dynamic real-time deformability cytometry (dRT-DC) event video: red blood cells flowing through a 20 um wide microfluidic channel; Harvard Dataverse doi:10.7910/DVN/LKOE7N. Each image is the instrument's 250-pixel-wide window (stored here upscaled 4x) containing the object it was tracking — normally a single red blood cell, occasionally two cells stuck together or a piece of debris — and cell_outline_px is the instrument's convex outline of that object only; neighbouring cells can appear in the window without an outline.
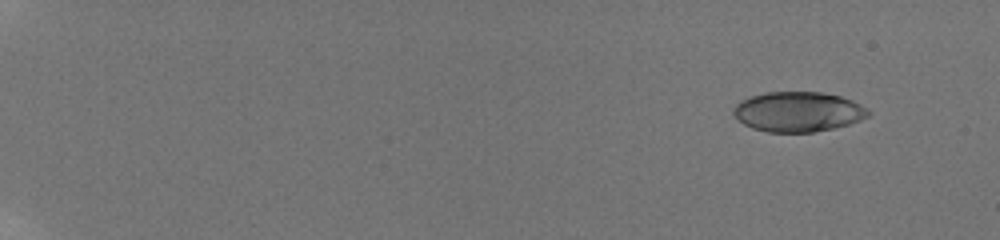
{"species": "human", "species_latin": "Homo sapiens", "temperature_condition": "room temperature", "stored_images_in_passage": 37, "camera_frame_rate_fps": 3000, "um_per_image_px": 0.085, "donor": {"sex": "male"}, "frame": {"image": 1, "passage_image": 1, "time_ms": 0.0, "image_size_px": [1000, 240], "cell_outline_px": [[872, 112], [868, 116], [860, 120], [848, 124], [832, 128], [812, 132], [768, 132], [752, 128], [744, 124], [732, 112], [736, 104], [740, 100], [752, 96], [768, 92], [820, 92], [840, 96], [852, 100], [868, 108]], "centroid_in_image_um": [67.85, 9.49], "position_along_channel_um": 17.1, "area_um2": 31.27}}
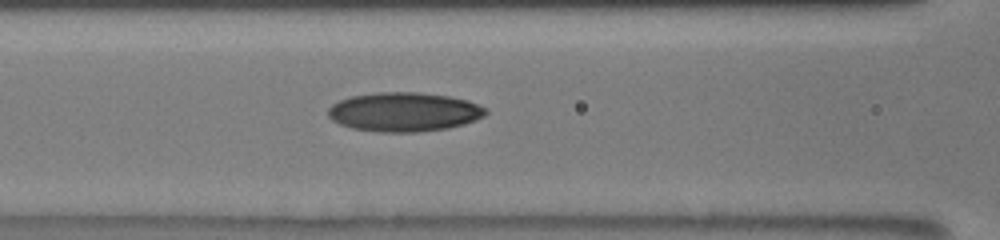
{"frame": {"image": 2, "passage_image": 17, "time_ms": 8.0, "image_size_px": [1000, 240], "cell_outline_px": [[488, 112], [484, 116], [476, 120], [464, 124], [448, 128], [416, 132], [380, 132], [352, 128], [340, 124], [332, 120], [328, 116], [328, 108], [332, 104], [340, 100], [352, 96], [376, 92], [420, 92], [448, 96], [468, 100], [488, 108]], "centroid_in_image_um": [34.37, 9.51], "position_along_channel_um": 132.2, "area_um2": 36.13}}
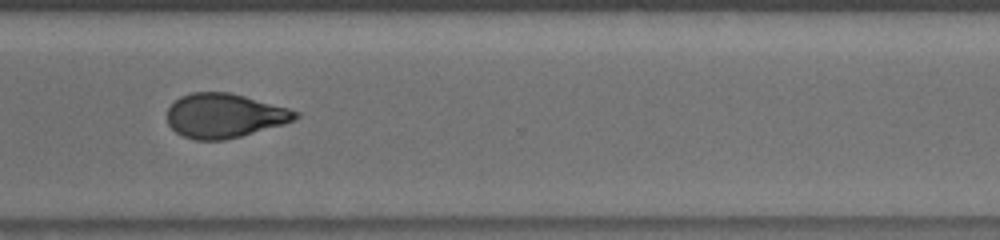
{"frame": {"image": 3, "passage_image": 29, "time_ms": 13.667, "image_size_px": [1000, 240], "cell_outline_px": [[300, 116], [296, 120], [284, 124], [240, 136], [224, 140], [196, 140], [184, 136], [176, 132], [168, 124], [168, 108], [180, 96], [192, 92], [228, 92], [244, 96], [288, 108], [300, 112]], "centroid_in_image_um": [19.09, 9.83], "position_along_channel_um": 351.5, "area_um2": 32.95}, "authors_computed_cell_mechanics": {"area_um2": 32.8882, "velocity_mm_per_s": 3.8854, "shape_relaxation_time_tau1_ms": 11.0168, "shape_relaxation_time_tau2_ms": 3.1678, "deformation_change_tau1": 0.2624, "deformation_change_tau2": 0.0959}}